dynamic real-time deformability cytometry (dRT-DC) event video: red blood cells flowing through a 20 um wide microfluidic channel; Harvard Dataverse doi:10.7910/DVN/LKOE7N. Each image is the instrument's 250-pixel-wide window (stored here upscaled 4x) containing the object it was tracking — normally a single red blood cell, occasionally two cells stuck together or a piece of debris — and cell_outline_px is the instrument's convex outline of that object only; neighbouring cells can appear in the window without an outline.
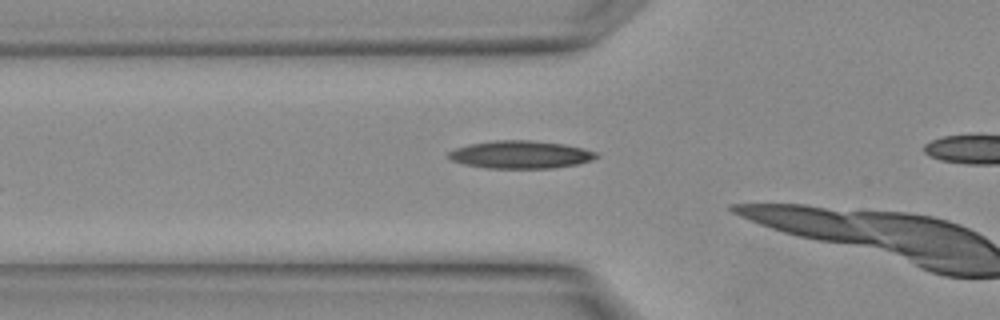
{"species": "Egyptian fruit bat (a non-hibernating species)", "species_latin": "Rousettus aegyptiacus", "temperature_condition": "warm", "stored_images_in_passage": 4, "camera_frame_rate_fps": 3000, "um_per_image_px": 0.085, "animal": {"sex": "female"}, "frame": {"image": 1, "passage_image": 2, "time_ms": 0.333, "image_size_px": [1000, 320], "cell_outline_px": [[600, 156], [592, 160], [580, 164], [552, 168], [488, 168], [464, 164], [452, 160], [448, 156], [448, 152], [456, 148], [468, 144], [496, 140], [528, 140], [564, 144], [596, 152]], "centroid_in_image_um": [44.26, 13.14], "position_along_channel_um": 81.5, "area_um2": 23.81}}